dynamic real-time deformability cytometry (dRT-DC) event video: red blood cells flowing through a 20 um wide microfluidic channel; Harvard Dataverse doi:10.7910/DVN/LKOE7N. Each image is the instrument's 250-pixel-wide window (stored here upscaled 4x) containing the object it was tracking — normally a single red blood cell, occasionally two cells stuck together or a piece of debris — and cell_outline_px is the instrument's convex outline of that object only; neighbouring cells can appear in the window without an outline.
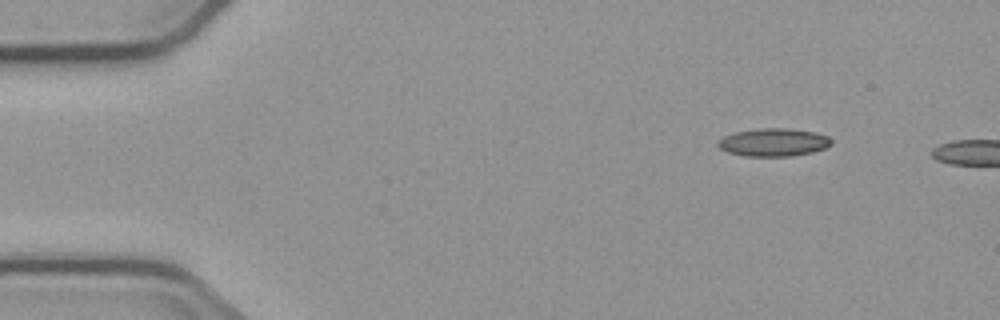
{"species": "common noctule bat (a hibernating species)", "species_latin": "Nyctalus noctula", "temperature_condition": "cold", "stored_images_in_passage": 2, "camera_frame_rate_fps": 3000, "um_per_image_px": 0.085, "animal": {"sex": "male", "body_mass_g": 23.1, "forearm_length_mm": 52.7}, "frame": {"image": 1, "passage_image": 1, "time_ms": 0.0, "image_size_px": [1000, 320], "cell_outline_px": [[832, 144], [824, 148], [812, 152], [792, 156], [744, 156], [728, 152], [720, 148], [716, 144], [724, 136], [736, 132], [760, 128], [784, 128], [816, 132], [828, 136], [832, 140]], "centroid_in_image_um": [65.77, 12.1], "position_along_channel_um": 19.2, "area_um2": 18.38}}